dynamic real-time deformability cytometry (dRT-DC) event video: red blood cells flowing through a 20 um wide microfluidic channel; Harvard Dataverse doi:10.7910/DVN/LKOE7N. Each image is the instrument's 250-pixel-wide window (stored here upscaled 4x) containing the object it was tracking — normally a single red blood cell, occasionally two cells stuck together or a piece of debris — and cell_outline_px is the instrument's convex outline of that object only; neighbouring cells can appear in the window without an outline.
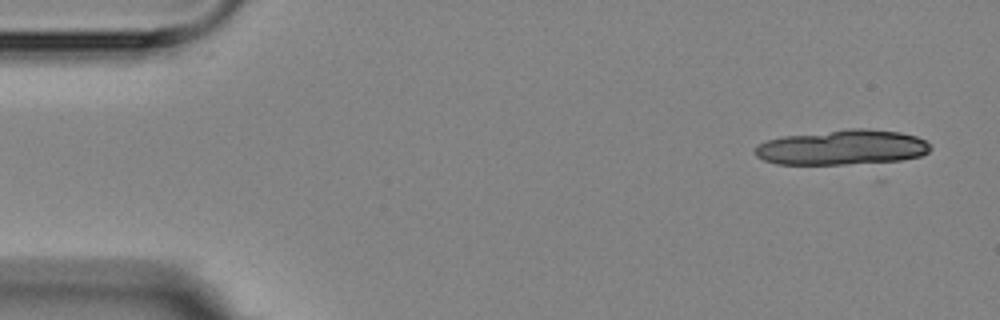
{"species": "Egyptian fruit bat (a non-hibernating species)", "species_latin": "Rousettus aegyptiacus", "temperature_condition": "room temperature", "stored_images_in_passage": 8, "camera_frame_rate_fps": 3000, "um_per_image_px": 0.085, "animal": {"sex": "female"}, "frame": {"image": 1, "passage_image": 1, "time_ms": 0.0, "image_size_px": [1000, 320], "cell_outline_px": [[932, 148], [928, 152], [920, 156], [884, 164], [776, 164], [764, 160], [756, 156], [756, 148], [760, 144], [768, 140], [784, 136], [848, 128], [868, 128], [900, 132], [916, 136], [924, 140]], "centroid_in_image_um": [71.66, 12.54], "position_along_channel_um": 13.3, "area_um2": 36.24}}
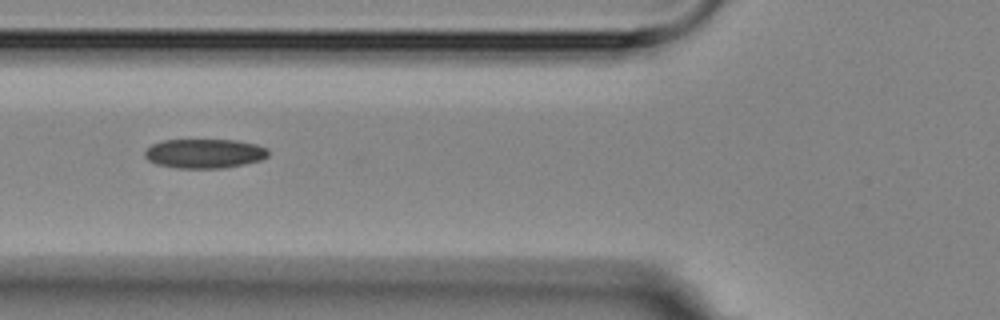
{"frame": {"image": 2, "passage_image": 6, "time_ms": 6.0, "image_size_px": [1000, 320], "cell_outline_px": [[268, 156], [260, 160], [244, 164], [224, 168], [176, 168], [156, 164], [148, 160], [144, 156], [144, 152], [152, 144], [164, 140], [236, 140], [256, 144], [268, 148]], "centroid_in_image_um": [17.38, 13.05], "position_along_channel_um": 108.4, "area_um2": 21.15}}
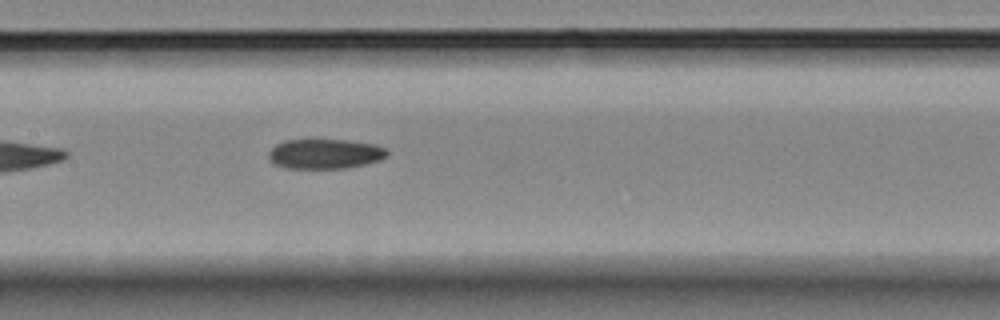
{"frame": {"image": 3, "passage_image": 8, "time_ms": 8.0, "image_size_px": [1000, 320], "cell_outline_px": [[388, 156], [380, 160], [364, 164], [344, 168], [288, 168], [276, 164], [268, 156], [268, 152], [276, 144], [284, 140], [348, 140], [376, 144], [388, 148]], "centroid_in_image_um": [27.67, 13.06], "position_along_channel_um": 179.7, "area_um2": 20.58}}